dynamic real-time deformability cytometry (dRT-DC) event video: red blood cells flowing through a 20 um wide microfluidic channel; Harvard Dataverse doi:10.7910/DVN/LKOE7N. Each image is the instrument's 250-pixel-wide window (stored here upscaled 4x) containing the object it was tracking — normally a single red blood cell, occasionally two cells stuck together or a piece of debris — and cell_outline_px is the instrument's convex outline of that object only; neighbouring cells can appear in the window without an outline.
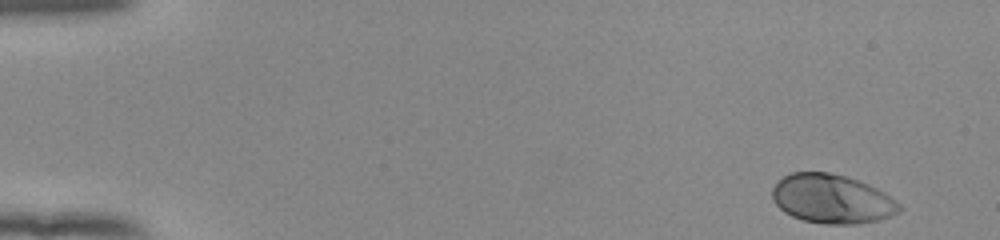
{"species": "human", "species_latin": "Homo sapiens", "temperature_condition": "room temperature", "stored_images_in_passage": 51, "camera_frame_rate_fps": 3000, "um_per_image_px": 0.085, "donor": {"sex": "female"}, "frame": {"image": 1, "passage_image": 1, "time_ms": 0.0, "image_size_px": [1000, 240], "cell_outline_px": [[904, 208], [900, 212], [880, 220], [856, 224], [824, 224], [804, 220], [792, 216], [784, 212], [772, 200], [772, 188], [776, 180], [792, 172], [828, 172], [860, 180], [884, 192], [900, 204]], "centroid_in_image_um": [70.71, 16.91], "position_along_channel_um": 14.3, "area_um2": 36.59}}
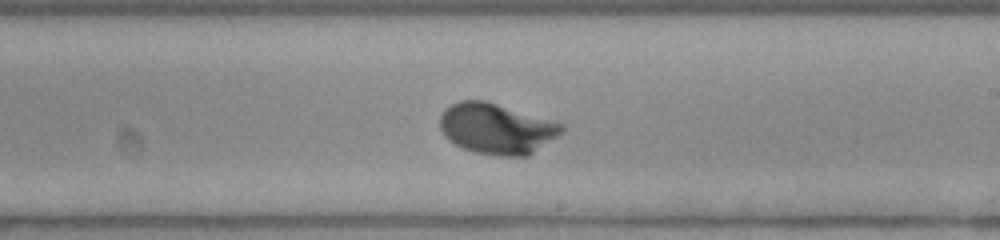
{"frame": {"image": 2, "passage_image": 30, "time_ms": 9.667, "image_size_px": [1000, 240], "cell_outline_px": [[564, 132], [528, 156], [496, 156], [476, 152], [464, 148], [448, 140], [444, 136], [440, 128], [440, 116], [444, 108], [460, 100], [484, 100], [552, 120], [564, 124]], "centroid_in_image_um": [42.21, 10.93], "position_along_channel_um": 246.8, "area_um2": 36.01}}
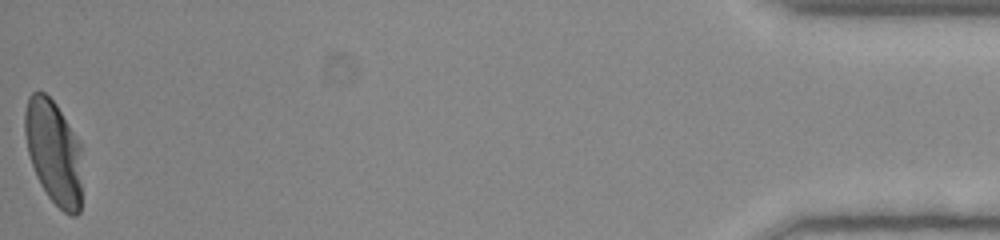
{"frame": {"image": 3, "passage_image": 51, "time_ms": 16.667, "image_size_px": [1000, 240], "cell_outline_px": [[80, 212], [76, 216], [72, 216], [64, 212], [48, 196], [40, 184], [36, 176], [28, 152], [24, 132], [24, 112], [28, 96], [32, 92], [44, 92], [56, 104], [80, 144]], "centroid_in_image_um": [4.53, 12.92], "position_along_channel_um": 430.7, "area_um2": 34.45}, "authors_computed_cell_mechanics": {"area_um2": 34.7378, "velocity_mm_per_s": 3.8832, "shape_relaxation_time_tau1_ms": 2.2172, "shape_relaxation_time_tau2_ms": null, "deformation_change_tau1": 0.1721, "deformation_change_tau2": null}}